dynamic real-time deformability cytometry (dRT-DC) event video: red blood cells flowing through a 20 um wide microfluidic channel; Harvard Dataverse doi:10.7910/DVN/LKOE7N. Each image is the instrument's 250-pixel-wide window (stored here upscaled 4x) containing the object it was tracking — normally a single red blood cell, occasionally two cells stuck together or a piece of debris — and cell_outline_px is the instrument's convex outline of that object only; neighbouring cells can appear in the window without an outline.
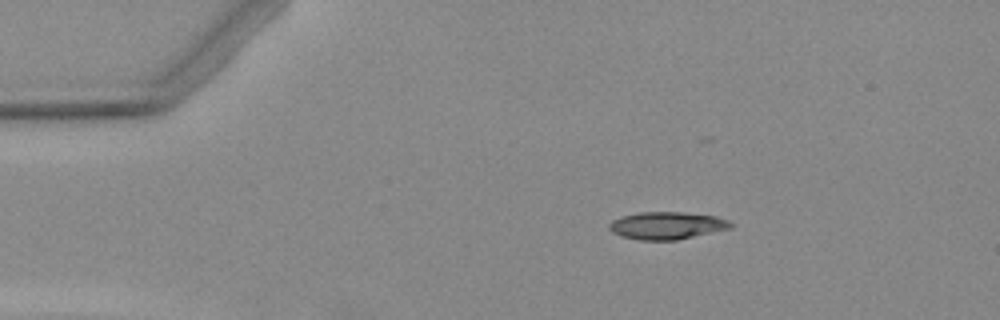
{"species": "Egyptian fruit bat (a non-hibernating species)", "species_latin": "Rousettus aegyptiacus", "temperature_condition": "warm", "stored_images_in_passage": 3, "camera_frame_rate_fps": 3000, "um_per_image_px": 0.085, "animal": {"sex": "female"}, "frame": {"image": 1, "passage_image": 2, "time_ms": 1.333, "image_size_px": [1000, 320], "cell_outline_px": [[732, 228], [676, 240], [640, 240], [620, 236], [612, 232], [608, 228], [608, 224], [612, 220], [620, 216], [640, 212], [684, 212], [716, 216], [728, 220], [732, 224]], "centroid_in_image_um": [56.65, 19.17], "position_along_channel_um": 28.3, "area_um2": 19.54}}